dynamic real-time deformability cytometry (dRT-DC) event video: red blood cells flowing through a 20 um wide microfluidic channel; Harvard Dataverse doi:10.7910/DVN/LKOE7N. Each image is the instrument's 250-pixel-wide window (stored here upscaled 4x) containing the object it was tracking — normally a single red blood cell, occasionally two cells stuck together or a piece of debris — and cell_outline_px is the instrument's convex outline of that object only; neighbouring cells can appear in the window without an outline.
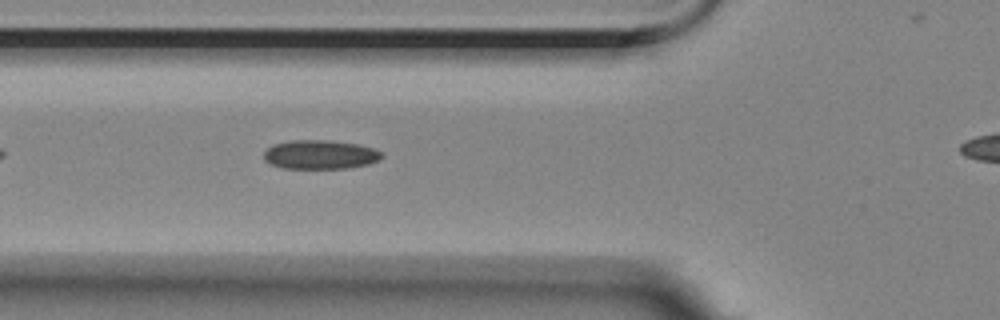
{"species": "Egyptian fruit bat (a non-hibernating species)", "species_latin": "Rousettus aegyptiacus", "temperature_condition": "room temperature", "stored_images_in_passage": 37, "camera_frame_rate_fps": 3000, "um_per_image_px": 0.085, "animal": {"sex": "female"}, "frame": {"image": 1, "passage_image": 7, "time_ms": 2.0, "image_size_px": [1000, 320], "cell_outline_px": [[384, 156], [380, 160], [368, 164], [344, 168], [284, 168], [272, 164], [264, 160], [264, 152], [272, 144], [292, 140], [328, 140], [356, 144], [372, 148], [380, 152]], "centroid_in_image_um": [27.2, 13.13], "position_along_channel_um": 98.6, "area_um2": 19.77}}
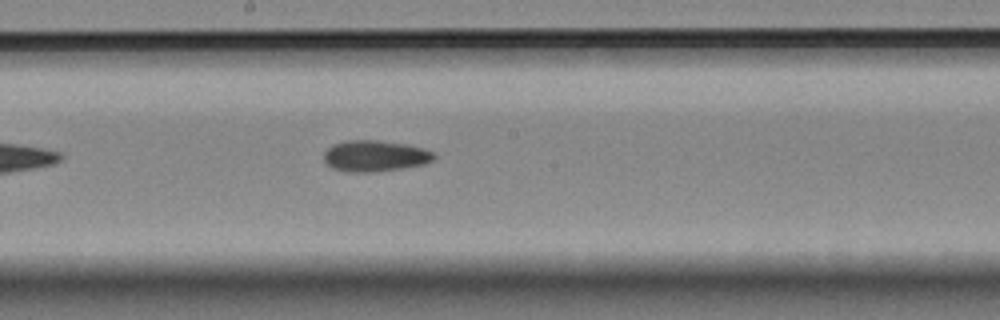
{"frame": {"image": 2, "passage_image": 17, "time_ms": 5.333, "image_size_px": [1000, 320], "cell_outline_px": [[436, 156], [432, 160], [424, 164], [400, 168], [368, 172], [348, 172], [332, 168], [324, 160], [324, 152], [332, 144], [348, 140], [380, 140], [408, 144], [424, 148], [436, 152]], "centroid_in_image_um": [31.89, 13.24], "position_along_channel_um": 216.3, "area_um2": 20.06}}
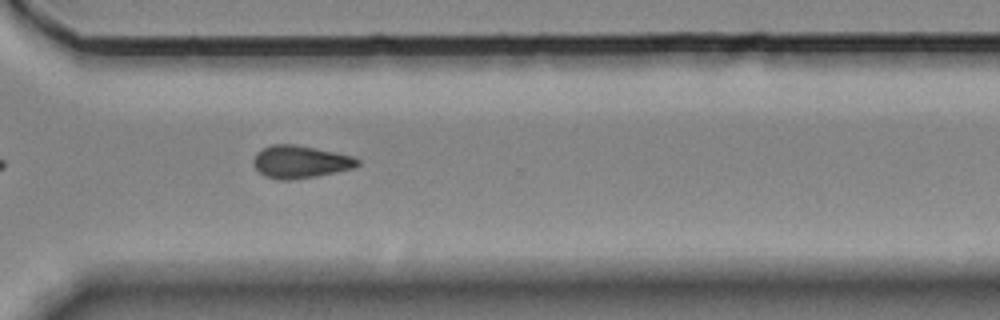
{"frame": {"image": 3, "passage_image": 28, "time_ms": 9.0, "image_size_px": [1000, 320], "cell_outline_px": [[360, 164], [352, 168], [336, 172], [316, 176], [288, 180], [280, 180], [264, 176], [252, 164], [252, 160], [256, 152], [272, 144], [292, 144], [336, 152], [352, 156], [360, 160]], "centroid_in_image_um": [25.5, 13.75], "position_along_channel_um": 345.1, "area_um2": 19.71}, "authors_computed_cell_mechanics": {"area_um2": 19.7098, "velocity_mm_per_s": 3.5243, "shape_relaxation_time_tau1_ms": null, "shape_relaxation_time_tau2_ms": 10.4465, "deformation_change_tau1": null, "deformation_change_tau2": 0.1613}}